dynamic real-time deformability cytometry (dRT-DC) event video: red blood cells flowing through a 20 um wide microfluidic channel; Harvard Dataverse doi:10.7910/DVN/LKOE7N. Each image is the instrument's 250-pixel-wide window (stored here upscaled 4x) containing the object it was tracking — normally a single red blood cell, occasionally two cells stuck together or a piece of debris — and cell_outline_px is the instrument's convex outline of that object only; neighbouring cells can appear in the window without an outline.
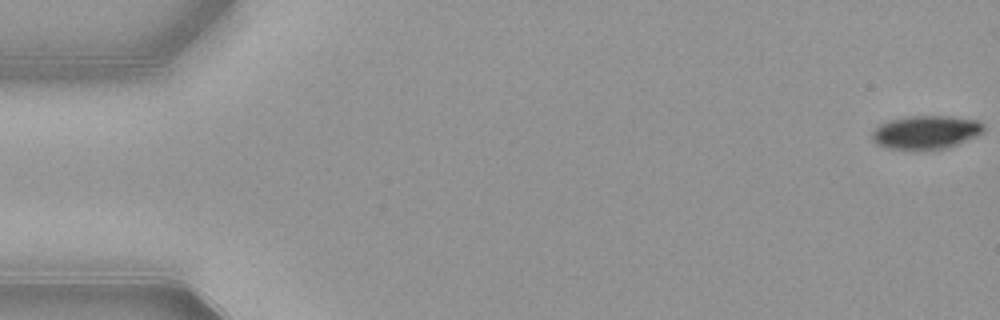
{"species": "common noctule bat (a hibernating species)", "species_latin": "Nyctalus noctula", "temperature_condition": "warm", "stored_images_in_passage": 54, "camera_frame_rate_fps": 3000, "um_per_image_px": 0.085, "animal": {"sex": "female", "body_mass_g": 21.9}, "frame": {"image": 1, "passage_image": 1, "time_ms": 0.0, "image_size_px": [1000, 320], "cell_outline_px": [[984, 132], [976, 136], [956, 144], [944, 148], [888, 148], [876, 144], [872, 140], [872, 132], [880, 124], [888, 120], [908, 116], [948, 116], [980, 120], [984, 124]], "centroid_in_image_um": [78.72, 11.21], "position_along_channel_um": 6.3, "area_um2": 21.44}}
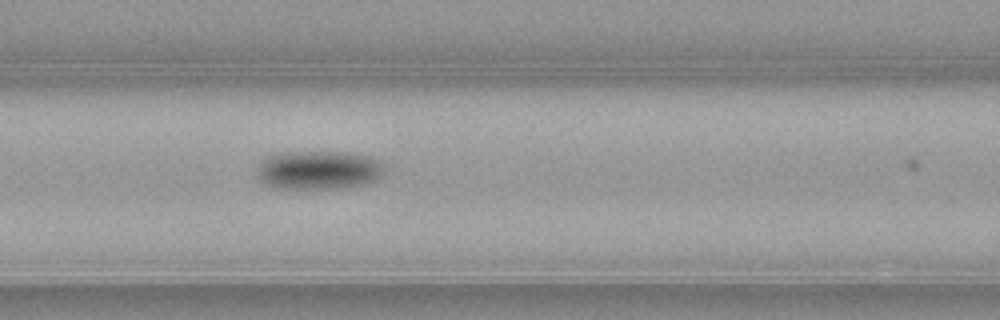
{"frame": {"image": 2, "passage_image": 23, "time_ms": 7.333, "image_size_px": [1000, 320], "cell_outline_px": [[384, 176], [376, 180], [364, 184], [336, 188], [272, 188], [264, 184], [256, 176], [256, 168], [260, 160], [268, 156], [280, 152], [352, 152], [368, 156], [380, 160], [384, 164]], "centroid_in_image_um": [27.06, 14.44], "position_along_channel_um": 139.5, "area_um2": 29.3}}
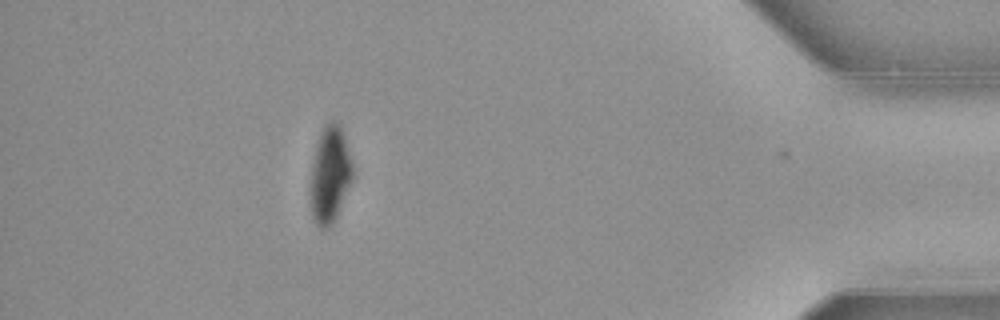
{"frame": {"image": 3, "passage_image": 48, "time_ms": 15.667, "image_size_px": [1000, 320], "cell_outline_px": [[352, 180], [336, 216], [332, 224], [328, 228], [320, 228], [316, 224], [312, 216], [312, 164], [316, 144], [324, 124], [332, 120], [336, 120], [340, 124], [344, 132], [352, 164]], "centroid_in_image_um": [28.06, 14.78], "position_along_channel_um": 407.1, "area_um2": 23.35}, "authors_computed_cell_mechanics": {"area_um2": 25.1719, "velocity_mm_per_s": 3.8799, "shape_relaxation_time_tau1_ms": 2.4821, "shape_relaxation_time_tau2_ms": null, "deformation_change_tau1": 0.1213, "deformation_change_tau2": null}}